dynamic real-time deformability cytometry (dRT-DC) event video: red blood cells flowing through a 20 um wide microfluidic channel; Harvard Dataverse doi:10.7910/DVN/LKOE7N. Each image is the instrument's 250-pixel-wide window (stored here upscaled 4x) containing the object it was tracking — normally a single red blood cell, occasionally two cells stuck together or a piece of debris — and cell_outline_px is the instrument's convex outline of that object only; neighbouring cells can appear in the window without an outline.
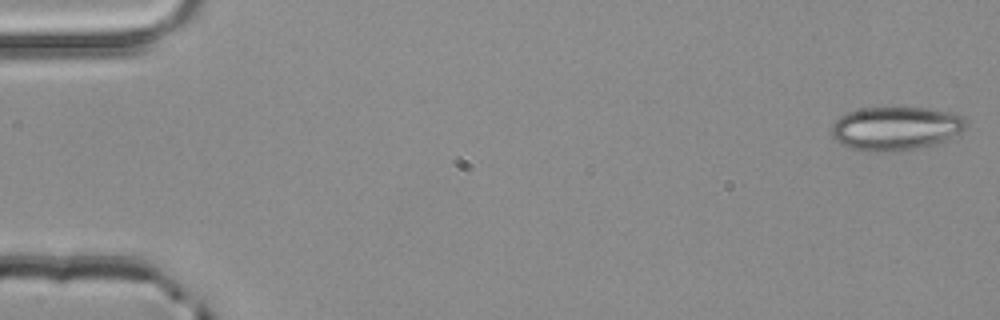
{"species": "common noctule bat (a hibernating species)", "species_latin": "Nyctalus noctula", "temperature_condition": "room temperature", "stored_images_in_passage": 4, "camera_frame_rate_fps": 3000, "um_per_image_px": 0.085, "animal": {"sex": "male", "body_mass_g": 20.4}, "frame": {"image": 1, "passage_image": 1, "time_ms": 0.0, "image_size_px": [1000, 320], "cell_outline_px": [[964, 128], [960, 132], [948, 140], [932, 144], [896, 152], [876, 152], [852, 148], [840, 144], [832, 136], [832, 124], [840, 116], [848, 112], [864, 108], [928, 108], [948, 112], [964, 116]], "centroid_in_image_um": [76.11, 10.92], "position_along_channel_um": 8.9, "area_um2": 33.93}}